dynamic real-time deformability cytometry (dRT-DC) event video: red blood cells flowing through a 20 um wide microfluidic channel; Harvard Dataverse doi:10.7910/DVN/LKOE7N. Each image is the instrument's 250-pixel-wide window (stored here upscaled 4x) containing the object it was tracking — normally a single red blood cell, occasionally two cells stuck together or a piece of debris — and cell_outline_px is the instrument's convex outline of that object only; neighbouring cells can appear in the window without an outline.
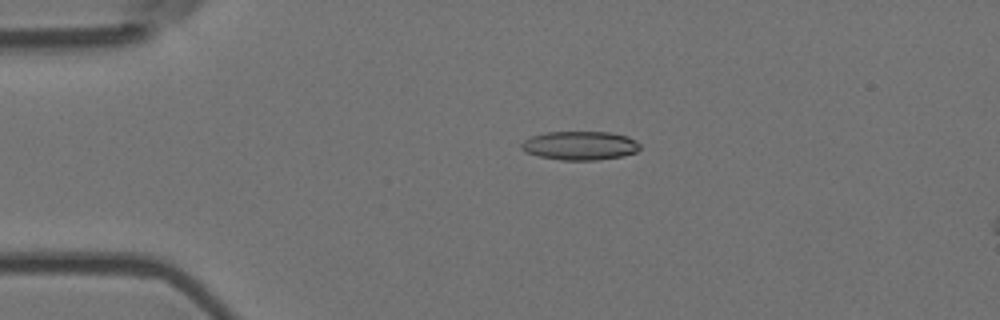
{"species": "Egyptian fruit bat (a non-hibernating species)", "species_latin": "Rousettus aegyptiacus", "temperature_condition": "room temperature", "stored_images_in_passage": 5, "camera_frame_rate_fps": 3000, "um_per_image_px": 0.085, "animal": {"sex": "female"}, "frame": {"image": 1, "passage_image": 3, "time_ms": 0.667, "image_size_px": [1000, 320], "cell_outline_px": [[640, 148], [636, 152], [620, 156], [596, 160], [560, 160], [540, 156], [524, 152], [520, 148], [520, 144], [524, 140], [532, 136], [544, 132], [608, 132], [628, 136], [636, 140], [640, 144]], "centroid_in_image_um": [49.28, 12.37], "position_along_channel_um": 35.7, "area_um2": 19.94}}